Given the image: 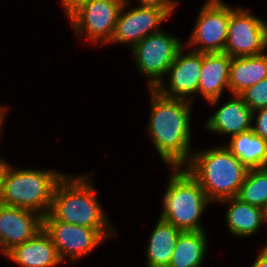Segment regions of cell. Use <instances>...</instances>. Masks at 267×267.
Returning a JSON list of instances; mask_svg holds the SVG:
<instances>
[{
	"label": "cell",
	"mask_w": 267,
	"mask_h": 267,
	"mask_svg": "<svg viewBox=\"0 0 267 267\" xmlns=\"http://www.w3.org/2000/svg\"><path fill=\"white\" fill-rule=\"evenodd\" d=\"M149 90L152 105L148 130L154 146L170 168L185 166L192 156L189 154L191 101L168 98L155 89Z\"/></svg>",
	"instance_id": "obj_1"
},
{
	"label": "cell",
	"mask_w": 267,
	"mask_h": 267,
	"mask_svg": "<svg viewBox=\"0 0 267 267\" xmlns=\"http://www.w3.org/2000/svg\"><path fill=\"white\" fill-rule=\"evenodd\" d=\"M88 177L65 175L54 190L48 214L55 221L96 229L107 238L115 231L109 225Z\"/></svg>",
	"instance_id": "obj_2"
},
{
	"label": "cell",
	"mask_w": 267,
	"mask_h": 267,
	"mask_svg": "<svg viewBox=\"0 0 267 267\" xmlns=\"http://www.w3.org/2000/svg\"><path fill=\"white\" fill-rule=\"evenodd\" d=\"M184 167L216 202L237 197L248 171L225 146L193 153Z\"/></svg>",
	"instance_id": "obj_3"
},
{
	"label": "cell",
	"mask_w": 267,
	"mask_h": 267,
	"mask_svg": "<svg viewBox=\"0 0 267 267\" xmlns=\"http://www.w3.org/2000/svg\"><path fill=\"white\" fill-rule=\"evenodd\" d=\"M64 176V173L52 170H13L8 164L3 176L0 203L45 216L51 209L54 190Z\"/></svg>",
	"instance_id": "obj_4"
},
{
	"label": "cell",
	"mask_w": 267,
	"mask_h": 267,
	"mask_svg": "<svg viewBox=\"0 0 267 267\" xmlns=\"http://www.w3.org/2000/svg\"><path fill=\"white\" fill-rule=\"evenodd\" d=\"M179 169H172L159 218L182 231H204L199 220L211 201L191 174Z\"/></svg>",
	"instance_id": "obj_5"
},
{
	"label": "cell",
	"mask_w": 267,
	"mask_h": 267,
	"mask_svg": "<svg viewBox=\"0 0 267 267\" xmlns=\"http://www.w3.org/2000/svg\"><path fill=\"white\" fill-rule=\"evenodd\" d=\"M126 0H87L67 16L74 30L82 37L85 32L91 43H109L119 12ZM85 30V31H84Z\"/></svg>",
	"instance_id": "obj_6"
},
{
	"label": "cell",
	"mask_w": 267,
	"mask_h": 267,
	"mask_svg": "<svg viewBox=\"0 0 267 267\" xmlns=\"http://www.w3.org/2000/svg\"><path fill=\"white\" fill-rule=\"evenodd\" d=\"M182 47L179 39L160 31L147 36L131 49L138 70L149 77V89L163 81L162 76L167 74Z\"/></svg>",
	"instance_id": "obj_7"
},
{
	"label": "cell",
	"mask_w": 267,
	"mask_h": 267,
	"mask_svg": "<svg viewBox=\"0 0 267 267\" xmlns=\"http://www.w3.org/2000/svg\"><path fill=\"white\" fill-rule=\"evenodd\" d=\"M231 7L221 0H207L201 8L188 46L201 53H223L227 41ZM201 45L197 48V46Z\"/></svg>",
	"instance_id": "obj_8"
},
{
	"label": "cell",
	"mask_w": 267,
	"mask_h": 267,
	"mask_svg": "<svg viewBox=\"0 0 267 267\" xmlns=\"http://www.w3.org/2000/svg\"><path fill=\"white\" fill-rule=\"evenodd\" d=\"M267 48V23L242 8H231L223 53L230 57L252 56Z\"/></svg>",
	"instance_id": "obj_9"
},
{
	"label": "cell",
	"mask_w": 267,
	"mask_h": 267,
	"mask_svg": "<svg viewBox=\"0 0 267 267\" xmlns=\"http://www.w3.org/2000/svg\"><path fill=\"white\" fill-rule=\"evenodd\" d=\"M43 229L49 234L61 261L70 257L75 262L105 239L96 229L55 221L49 214L43 216Z\"/></svg>",
	"instance_id": "obj_10"
},
{
	"label": "cell",
	"mask_w": 267,
	"mask_h": 267,
	"mask_svg": "<svg viewBox=\"0 0 267 267\" xmlns=\"http://www.w3.org/2000/svg\"><path fill=\"white\" fill-rule=\"evenodd\" d=\"M129 2L126 0L119 12L109 43H128L132 49L147 36L160 32L158 26L169 16L161 9L147 6L126 11Z\"/></svg>",
	"instance_id": "obj_11"
},
{
	"label": "cell",
	"mask_w": 267,
	"mask_h": 267,
	"mask_svg": "<svg viewBox=\"0 0 267 267\" xmlns=\"http://www.w3.org/2000/svg\"><path fill=\"white\" fill-rule=\"evenodd\" d=\"M183 47L178 51L175 60L169 67V89L161 81L154 89L168 98L191 100L198 93V82L201 75L202 53L190 51L184 54ZM192 95V96H189ZM189 98V99H188Z\"/></svg>",
	"instance_id": "obj_12"
},
{
	"label": "cell",
	"mask_w": 267,
	"mask_h": 267,
	"mask_svg": "<svg viewBox=\"0 0 267 267\" xmlns=\"http://www.w3.org/2000/svg\"><path fill=\"white\" fill-rule=\"evenodd\" d=\"M43 228L39 213L0 203V249L5 255L14 246L31 239Z\"/></svg>",
	"instance_id": "obj_13"
},
{
	"label": "cell",
	"mask_w": 267,
	"mask_h": 267,
	"mask_svg": "<svg viewBox=\"0 0 267 267\" xmlns=\"http://www.w3.org/2000/svg\"><path fill=\"white\" fill-rule=\"evenodd\" d=\"M232 57L226 53H202L198 93L215 105L224 88L229 90V72Z\"/></svg>",
	"instance_id": "obj_14"
},
{
	"label": "cell",
	"mask_w": 267,
	"mask_h": 267,
	"mask_svg": "<svg viewBox=\"0 0 267 267\" xmlns=\"http://www.w3.org/2000/svg\"><path fill=\"white\" fill-rule=\"evenodd\" d=\"M4 256L23 267H54L62 262L49 234L43 228L28 241L14 246Z\"/></svg>",
	"instance_id": "obj_15"
},
{
	"label": "cell",
	"mask_w": 267,
	"mask_h": 267,
	"mask_svg": "<svg viewBox=\"0 0 267 267\" xmlns=\"http://www.w3.org/2000/svg\"><path fill=\"white\" fill-rule=\"evenodd\" d=\"M252 113L243 98L234 95L206 121V127L208 131L235 136L251 130Z\"/></svg>",
	"instance_id": "obj_16"
},
{
	"label": "cell",
	"mask_w": 267,
	"mask_h": 267,
	"mask_svg": "<svg viewBox=\"0 0 267 267\" xmlns=\"http://www.w3.org/2000/svg\"><path fill=\"white\" fill-rule=\"evenodd\" d=\"M267 78V55L232 57L229 72V91L240 95L262 79Z\"/></svg>",
	"instance_id": "obj_17"
},
{
	"label": "cell",
	"mask_w": 267,
	"mask_h": 267,
	"mask_svg": "<svg viewBox=\"0 0 267 267\" xmlns=\"http://www.w3.org/2000/svg\"><path fill=\"white\" fill-rule=\"evenodd\" d=\"M230 204L226 212V222L229 231L239 237L255 234L262 223H266L263 208L242 202L237 197L227 198L220 203Z\"/></svg>",
	"instance_id": "obj_18"
},
{
	"label": "cell",
	"mask_w": 267,
	"mask_h": 267,
	"mask_svg": "<svg viewBox=\"0 0 267 267\" xmlns=\"http://www.w3.org/2000/svg\"><path fill=\"white\" fill-rule=\"evenodd\" d=\"M182 230L159 219L147 245V267H168Z\"/></svg>",
	"instance_id": "obj_19"
},
{
	"label": "cell",
	"mask_w": 267,
	"mask_h": 267,
	"mask_svg": "<svg viewBox=\"0 0 267 267\" xmlns=\"http://www.w3.org/2000/svg\"><path fill=\"white\" fill-rule=\"evenodd\" d=\"M205 231H182L168 267H200L207 250Z\"/></svg>",
	"instance_id": "obj_20"
},
{
	"label": "cell",
	"mask_w": 267,
	"mask_h": 267,
	"mask_svg": "<svg viewBox=\"0 0 267 267\" xmlns=\"http://www.w3.org/2000/svg\"><path fill=\"white\" fill-rule=\"evenodd\" d=\"M226 148L248 169L263 168L267 162V141L252 130L231 136Z\"/></svg>",
	"instance_id": "obj_21"
},
{
	"label": "cell",
	"mask_w": 267,
	"mask_h": 267,
	"mask_svg": "<svg viewBox=\"0 0 267 267\" xmlns=\"http://www.w3.org/2000/svg\"><path fill=\"white\" fill-rule=\"evenodd\" d=\"M237 198L265 210L267 208V168L248 169Z\"/></svg>",
	"instance_id": "obj_22"
},
{
	"label": "cell",
	"mask_w": 267,
	"mask_h": 267,
	"mask_svg": "<svg viewBox=\"0 0 267 267\" xmlns=\"http://www.w3.org/2000/svg\"><path fill=\"white\" fill-rule=\"evenodd\" d=\"M240 96L252 112L267 107V78L247 88Z\"/></svg>",
	"instance_id": "obj_23"
},
{
	"label": "cell",
	"mask_w": 267,
	"mask_h": 267,
	"mask_svg": "<svg viewBox=\"0 0 267 267\" xmlns=\"http://www.w3.org/2000/svg\"><path fill=\"white\" fill-rule=\"evenodd\" d=\"M258 112V113H257ZM255 113H257L256 125L251 126V130L261 138L267 141V107L256 110L252 113L254 120Z\"/></svg>",
	"instance_id": "obj_24"
},
{
	"label": "cell",
	"mask_w": 267,
	"mask_h": 267,
	"mask_svg": "<svg viewBox=\"0 0 267 267\" xmlns=\"http://www.w3.org/2000/svg\"><path fill=\"white\" fill-rule=\"evenodd\" d=\"M140 6L155 7L163 10L168 16H170L177 6V1L172 0H139Z\"/></svg>",
	"instance_id": "obj_25"
},
{
	"label": "cell",
	"mask_w": 267,
	"mask_h": 267,
	"mask_svg": "<svg viewBox=\"0 0 267 267\" xmlns=\"http://www.w3.org/2000/svg\"><path fill=\"white\" fill-rule=\"evenodd\" d=\"M252 267H267V248L264 247L262 251L258 254Z\"/></svg>",
	"instance_id": "obj_26"
},
{
	"label": "cell",
	"mask_w": 267,
	"mask_h": 267,
	"mask_svg": "<svg viewBox=\"0 0 267 267\" xmlns=\"http://www.w3.org/2000/svg\"><path fill=\"white\" fill-rule=\"evenodd\" d=\"M87 0H62V5L66 10L67 15L74 10L79 4Z\"/></svg>",
	"instance_id": "obj_27"
},
{
	"label": "cell",
	"mask_w": 267,
	"mask_h": 267,
	"mask_svg": "<svg viewBox=\"0 0 267 267\" xmlns=\"http://www.w3.org/2000/svg\"><path fill=\"white\" fill-rule=\"evenodd\" d=\"M8 164L4 160H0V196L2 192L3 176Z\"/></svg>",
	"instance_id": "obj_28"
},
{
	"label": "cell",
	"mask_w": 267,
	"mask_h": 267,
	"mask_svg": "<svg viewBox=\"0 0 267 267\" xmlns=\"http://www.w3.org/2000/svg\"><path fill=\"white\" fill-rule=\"evenodd\" d=\"M8 108L7 107H1L0 106V131H1V129H2V123H3V120L5 119L4 118V115H5V112H6V110H7Z\"/></svg>",
	"instance_id": "obj_29"
},
{
	"label": "cell",
	"mask_w": 267,
	"mask_h": 267,
	"mask_svg": "<svg viewBox=\"0 0 267 267\" xmlns=\"http://www.w3.org/2000/svg\"><path fill=\"white\" fill-rule=\"evenodd\" d=\"M265 218H266V224H267V208L265 209Z\"/></svg>",
	"instance_id": "obj_30"
}]
</instances>
